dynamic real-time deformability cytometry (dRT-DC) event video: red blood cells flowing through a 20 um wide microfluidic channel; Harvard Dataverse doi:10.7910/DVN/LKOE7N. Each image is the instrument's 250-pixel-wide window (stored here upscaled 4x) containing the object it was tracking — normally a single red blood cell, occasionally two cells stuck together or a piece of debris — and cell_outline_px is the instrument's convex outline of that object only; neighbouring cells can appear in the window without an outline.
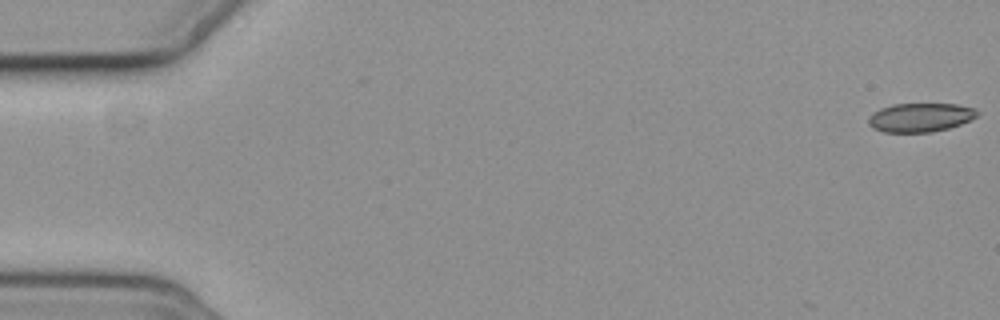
{"species": "common noctule bat (a hibernating species)", "species_latin": "Nyctalus noctula", "temperature_condition": "cold", "stored_images_in_passage": 5, "camera_frame_rate_fps": 3000, "um_per_image_px": 0.085, "animal": {"sex": "female", "body_mass_g": 19.3, "forearm_length_mm": 54.1}, "frame": {"image": 1, "passage_image": 1, "time_ms": 0.0, "image_size_px": [1000, 320], "cell_outline_px": [[980, 112], [976, 116], [960, 124], [948, 128], [932, 132], [884, 132], [872, 128], [868, 124], [868, 116], [872, 112], [880, 108], [892, 104], [956, 104], [976, 108]], "centroid_in_image_um": [78.19, 9.97], "position_along_channel_um": 6.8, "area_um2": 18.38}}
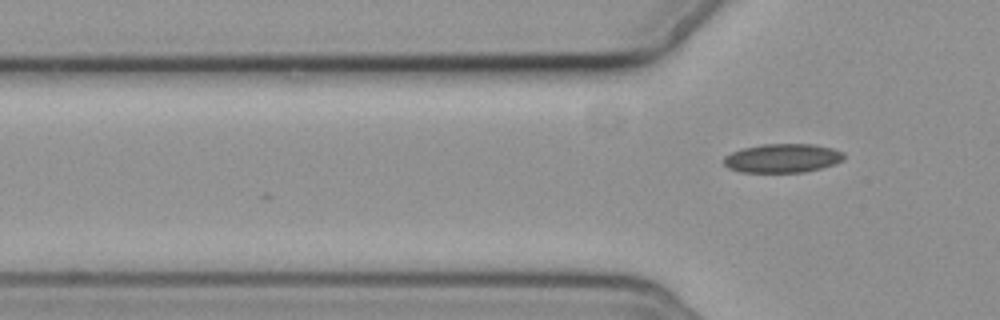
{"frame": {"image": 2, "passage_image": 5, "time_ms": 5.667, "image_size_px": [1000, 320], "cell_outline_px": [[844, 160], [820, 168], [804, 172], [740, 172], [728, 168], [724, 164], [724, 156], [732, 152], [744, 148], [764, 144], [812, 144], [832, 148], [844, 152]], "centroid_in_image_um": [66.51, 13.44], "position_along_channel_um": 59.3, "area_um2": 20.11}}